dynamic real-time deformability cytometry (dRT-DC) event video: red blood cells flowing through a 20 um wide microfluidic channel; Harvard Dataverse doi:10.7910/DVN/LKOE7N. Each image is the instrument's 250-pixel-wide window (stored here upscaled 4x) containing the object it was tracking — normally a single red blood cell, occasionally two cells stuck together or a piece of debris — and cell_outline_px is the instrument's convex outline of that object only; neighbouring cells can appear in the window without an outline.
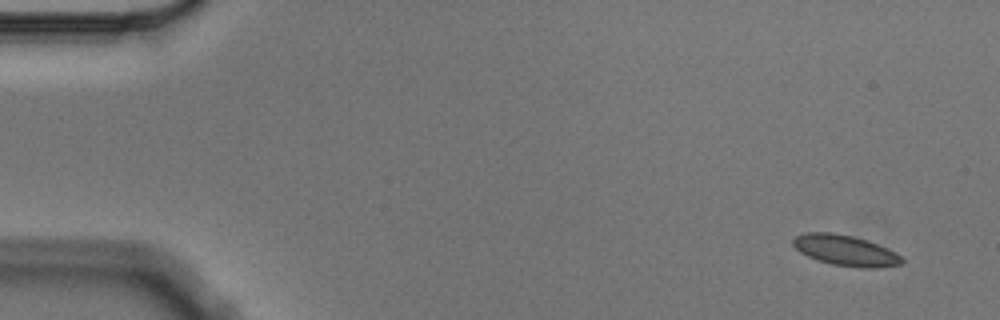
{"species": "Egyptian fruit bat (a non-hibernating species)", "species_latin": "Rousettus aegyptiacus", "temperature_condition": "cold", "stored_images_in_passage": 3, "camera_frame_rate_fps": 3000, "um_per_image_px": 0.085, "animal": {"sex": "male"}, "frame": {"image": 1, "passage_image": 1, "time_ms": 0.0, "image_size_px": [1000, 320], "cell_outline_px": [[904, 260], [900, 264], [880, 268], [860, 268], [832, 264], [816, 260], [800, 252], [792, 244], [792, 240], [796, 236], [804, 232], [832, 232], [852, 236], [868, 240], [888, 248], [896, 252]], "centroid_in_image_um": [71.86, 21.28], "position_along_channel_um": 13.1, "area_um2": 19.59}}